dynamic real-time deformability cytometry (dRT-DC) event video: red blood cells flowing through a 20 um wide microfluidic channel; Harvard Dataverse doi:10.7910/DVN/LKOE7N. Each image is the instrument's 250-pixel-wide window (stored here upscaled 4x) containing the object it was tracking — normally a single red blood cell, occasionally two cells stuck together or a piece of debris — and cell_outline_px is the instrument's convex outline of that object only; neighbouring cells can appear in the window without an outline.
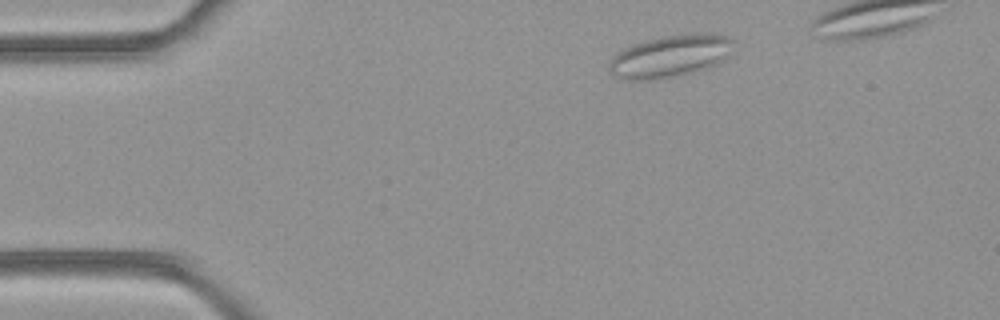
{"species": "common noctule bat (a hibernating species)", "species_latin": "Nyctalus noctula", "temperature_condition": "room temperature", "stored_images_in_passage": 40, "camera_frame_rate_fps": 3000, "um_per_image_px": 0.085, "animal": {"sex": "female", "body_mass_g": 21.9}, "frame": {"image": 1, "passage_image": 4, "time_ms": 1.0, "image_size_px": [1000, 320], "cell_outline_px": [[736, 40], [724, 56], [716, 64], [692, 72], [676, 76], [648, 80], [628, 80], [612, 76], [608, 72], [608, 64], [612, 56], [616, 52], [632, 44], [644, 40], [660, 36], [692, 32], [708, 32], [728, 36]], "centroid_in_image_um": [56.89, 4.74], "position_along_channel_um": 28.1, "area_um2": 30.92}}
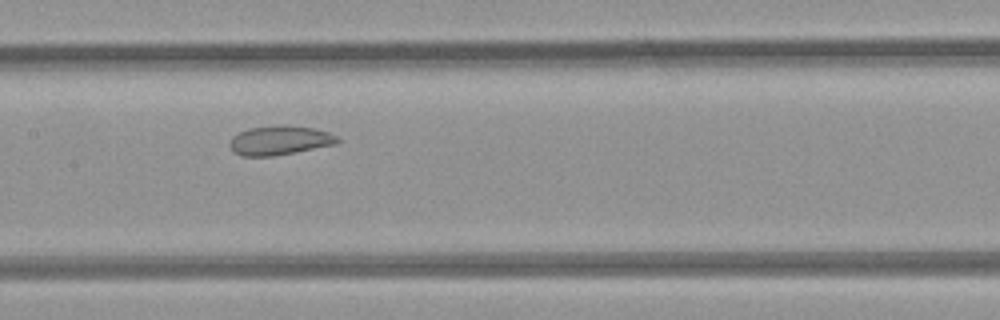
{"frame": {"image": 2, "passage_image": 20, "time_ms": 6.333, "image_size_px": [1000, 320], "cell_outline_px": [[340, 140], [336, 144], [296, 152], [272, 156], [240, 156], [232, 152], [228, 144], [232, 136], [248, 128], [276, 124], [284, 124], [312, 128], [328, 132], [336, 136]], "centroid_in_image_um": [23.72, 11.92], "position_along_channel_um": 183.7, "area_um2": 18.61}}
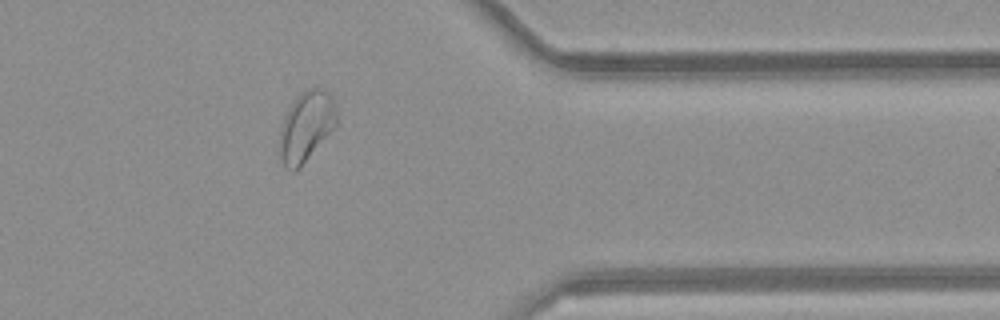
{"frame": {"image": 3, "passage_image": 36, "time_ms": 11.667, "image_size_px": [1000, 320], "cell_outline_px": [[336, 124], [304, 160], [292, 172], [284, 164], [280, 156], [280, 132], [284, 116], [296, 96], [308, 88], [316, 84], [324, 88], [332, 96], [336, 104]], "centroid_in_image_um": [26.03, 10.61], "position_along_channel_um": 385.4, "area_um2": 22.66}}